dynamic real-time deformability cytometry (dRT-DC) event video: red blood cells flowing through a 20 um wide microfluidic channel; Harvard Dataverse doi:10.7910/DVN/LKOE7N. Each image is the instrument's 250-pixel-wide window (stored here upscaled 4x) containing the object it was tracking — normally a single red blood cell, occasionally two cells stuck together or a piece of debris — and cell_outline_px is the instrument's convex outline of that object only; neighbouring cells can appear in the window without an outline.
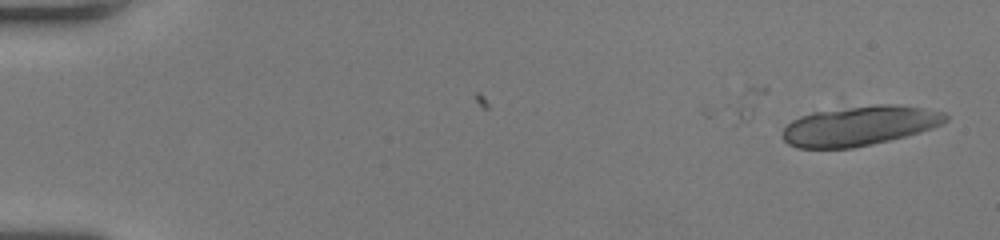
{"species": "human", "species_latin": "Homo sapiens", "temperature_condition": "room temperature", "stored_images_in_passage": 2, "camera_frame_rate_fps": 3000, "um_per_image_px": 0.085, "donor": {"sex": "female"}, "frame": {"image": 1, "passage_image": 2, "time_ms": 0.333, "image_size_px": [1000, 240], "cell_outline_px": [[948, 120], [932, 128], [920, 132], [872, 144], [852, 148], [796, 148], [788, 144], [784, 140], [784, 128], [792, 120], [800, 116], [812, 112], [876, 104], [896, 104], [948, 112]], "centroid_in_image_um": [73.08, 10.69], "position_along_channel_um": 11.9, "area_um2": 37.57}}